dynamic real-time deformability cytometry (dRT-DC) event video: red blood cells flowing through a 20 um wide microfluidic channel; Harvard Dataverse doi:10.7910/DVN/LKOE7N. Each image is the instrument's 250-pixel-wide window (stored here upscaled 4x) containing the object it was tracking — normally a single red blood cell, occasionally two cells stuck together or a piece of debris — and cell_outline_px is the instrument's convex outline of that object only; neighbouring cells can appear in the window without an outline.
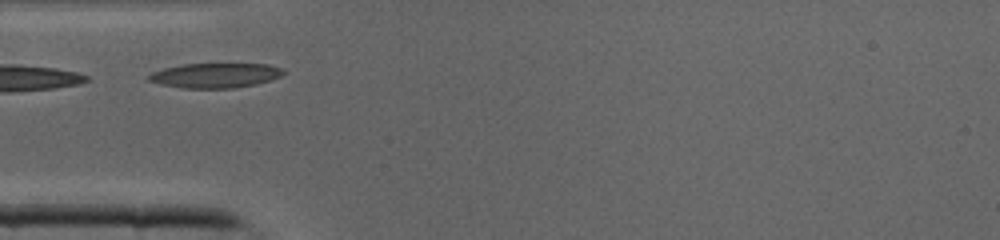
{"species": "common noctule bat (a hibernating species)", "species_latin": "Nyctalus noctula", "temperature_condition": "cold", "stored_images_in_passage": 16, "camera_frame_rate_fps": 3000, "um_per_image_px": 0.085, "animal": {"sex": "male", "body_mass_g": 19.0, "forearm_length_mm": 50.8}, "frame": {"image": 1, "passage_image": 1, "time_ms": 0.0, "image_size_px": [1000, 240], "cell_outline_px": [[288, 72], [272, 80], [256, 84], [236, 88], [180, 88], [160, 84], [148, 80], [148, 76], [152, 72], [164, 68], [184, 64], [268, 64], [284, 68]], "centroid_in_image_um": [18.35, 6.41], "position_along_channel_um": 66.6, "area_um2": 19.59}}